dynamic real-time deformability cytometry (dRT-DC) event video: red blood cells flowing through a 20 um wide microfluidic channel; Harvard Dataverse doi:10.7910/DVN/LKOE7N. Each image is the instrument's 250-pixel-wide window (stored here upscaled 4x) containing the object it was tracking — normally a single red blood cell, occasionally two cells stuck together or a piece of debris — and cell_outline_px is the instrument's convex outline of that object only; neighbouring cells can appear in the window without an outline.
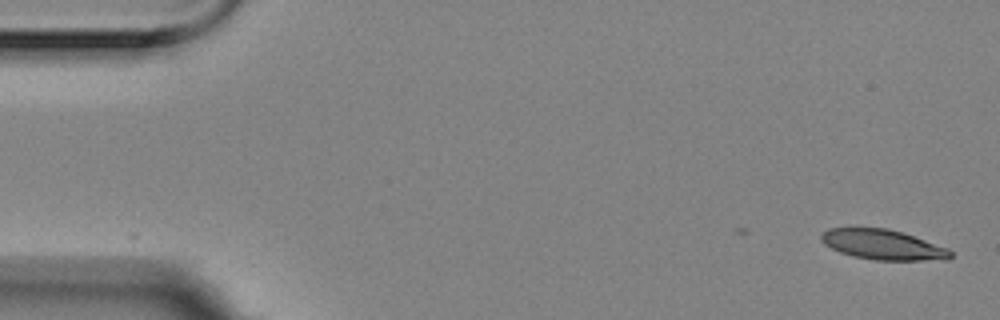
{"species": "Egyptian fruit bat (a non-hibernating species)", "species_latin": "Rousettus aegyptiacus", "temperature_condition": "room temperature", "stored_images_in_passage": 2, "camera_frame_rate_fps": 3000, "um_per_image_px": 0.085, "animal": {"sex": "female"}, "frame": {"image": 1, "passage_image": 2, "time_ms": 0.333, "image_size_px": [1000, 320], "cell_outline_px": [[952, 256], [948, 260], [876, 260], [852, 256], [840, 252], [824, 244], [820, 240], [820, 236], [828, 228], [888, 228], [948, 248], [952, 252]], "centroid_in_image_um": [75.04, 20.8], "position_along_channel_um": 10.0, "area_um2": 22.48}}